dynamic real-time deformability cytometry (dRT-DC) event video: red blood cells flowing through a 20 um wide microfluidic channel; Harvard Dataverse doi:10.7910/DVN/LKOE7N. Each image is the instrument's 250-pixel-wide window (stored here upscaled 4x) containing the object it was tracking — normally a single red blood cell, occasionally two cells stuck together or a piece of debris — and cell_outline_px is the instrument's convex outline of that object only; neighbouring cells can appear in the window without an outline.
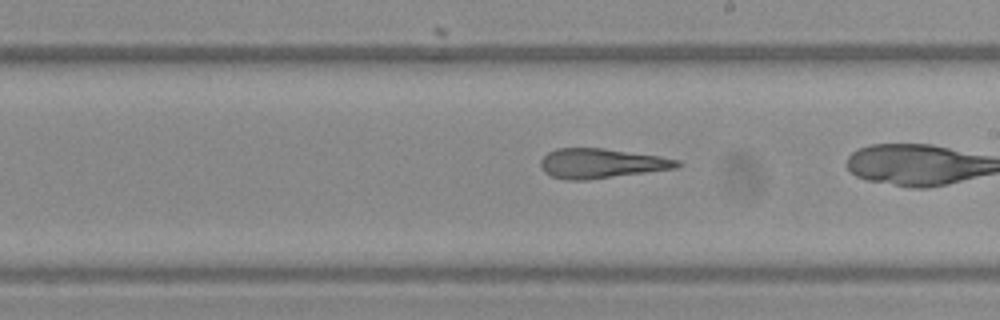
{"species": "Egyptian fruit bat (a non-hibernating species)", "species_latin": "Rousettus aegyptiacus", "temperature_condition": "warm", "stored_images_in_passage": 37, "camera_frame_rate_fps": 3000, "um_per_image_px": 0.085, "frame": {"image": 1, "passage_image": 27, "time_ms": 8.667, "image_size_px": [1000, 320], "cell_outline_px": [[684, 164], [676, 168], [588, 180], [568, 180], [552, 176], [544, 172], [540, 168], [540, 160], [548, 152], [556, 148], [604, 148], [660, 156], [680, 160]], "centroid_in_image_um": [51.11, 13.88], "position_along_channel_um": 237.9, "area_um2": 23.76}}